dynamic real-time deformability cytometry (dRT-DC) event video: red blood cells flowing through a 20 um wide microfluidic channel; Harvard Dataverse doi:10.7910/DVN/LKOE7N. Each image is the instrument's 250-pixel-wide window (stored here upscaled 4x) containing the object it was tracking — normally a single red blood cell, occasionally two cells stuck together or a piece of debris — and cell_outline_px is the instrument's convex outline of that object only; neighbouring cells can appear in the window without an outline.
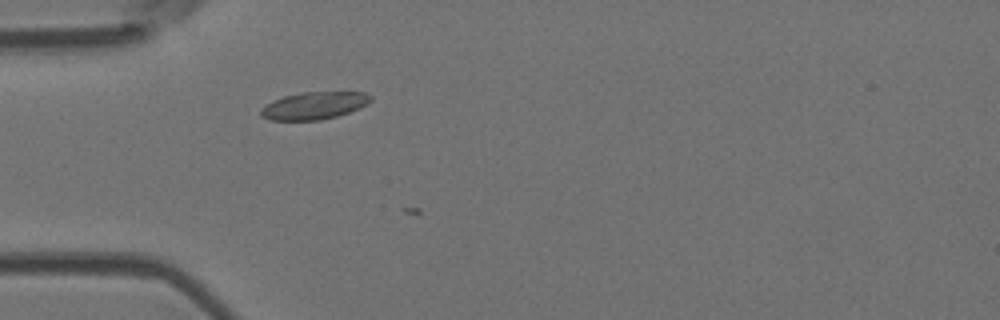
{"species": "Egyptian fruit bat (a non-hibernating species)", "species_latin": "Rousettus aegyptiacus", "temperature_condition": "room temperature", "stored_images_in_passage": 5, "camera_frame_rate_fps": 3000, "um_per_image_px": 0.085, "animal": {"sex": "female"}, "frame": {"image": 1, "passage_image": 4, "time_ms": 1.0, "image_size_px": [1000, 320], "cell_outline_px": [[372, 100], [360, 108], [336, 116], [320, 120], [268, 120], [260, 116], [260, 108], [272, 100], [284, 96], [300, 92], [364, 92], [372, 96]], "centroid_in_image_um": [26.66, 8.97], "position_along_channel_um": 58.3, "area_um2": 17.63}}